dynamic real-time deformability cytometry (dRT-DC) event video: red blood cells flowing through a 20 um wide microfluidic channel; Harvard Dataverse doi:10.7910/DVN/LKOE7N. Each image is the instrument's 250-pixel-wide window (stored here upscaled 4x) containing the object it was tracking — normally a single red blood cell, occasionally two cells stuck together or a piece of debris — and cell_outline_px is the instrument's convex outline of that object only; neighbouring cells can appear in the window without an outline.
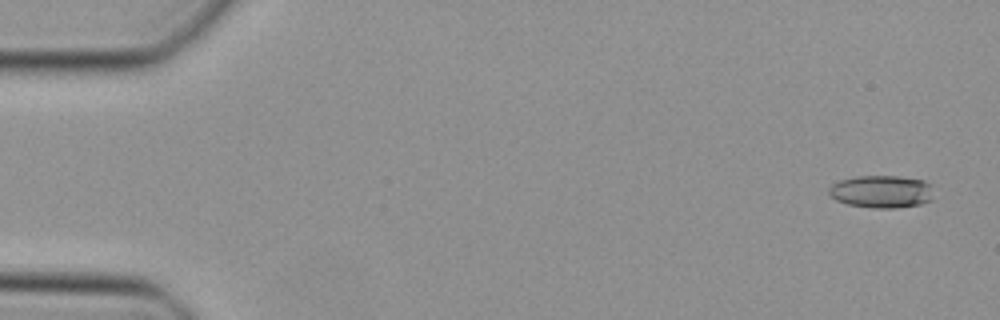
{"species": "Egyptian fruit bat (a non-hibernating species)", "species_latin": "Rousettus aegyptiacus", "temperature_condition": "cold", "stored_images_in_passage": 47, "camera_frame_rate_fps": 3000, "um_per_image_px": 0.085, "animal": {"sex": "female"}, "frame": {"image": 1, "passage_image": 2, "time_ms": 0.333, "image_size_px": [1000, 320], "cell_outline_px": [[932, 200], [920, 204], [896, 208], [872, 208], [848, 204], [836, 200], [828, 192], [828, 188], [832, 184], [840, 180], [856, 176], [896, 176], [924, 180], [928, 184], [932, 196]], "centroid_in_image_um": [74.9, 16.29], "position_along_channel_um": 10.1, "area_um2": 19.77}}
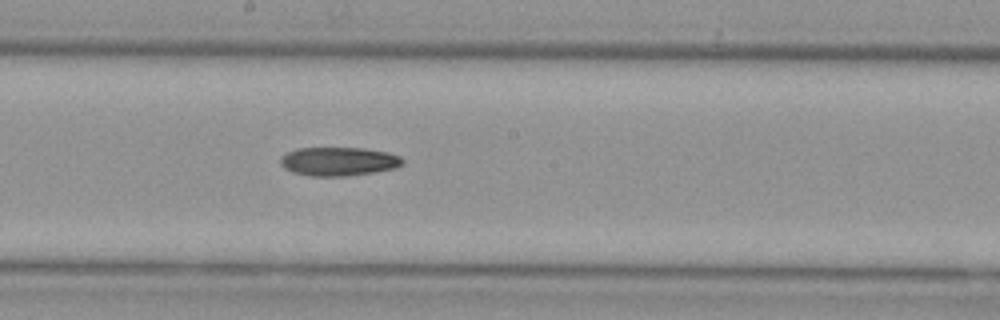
{"frame": {"image": 2, "passage_image": 26, "time_ms": 8.333, "image_size_px": [1000, 320], "cell_outline_px": [[404, 164], [396, 168], [348, 176], [308, 176], [292, 172], [284, 168], [280, 164], [280, 160], [288, 152], [296, 148], [364, 148], [388, 152], [400, 156], [404, 160]], "centroid_in_image_um": [28.8, 13.72], "position_along_channel_um": 219.4, "area_um2": 20.52}}
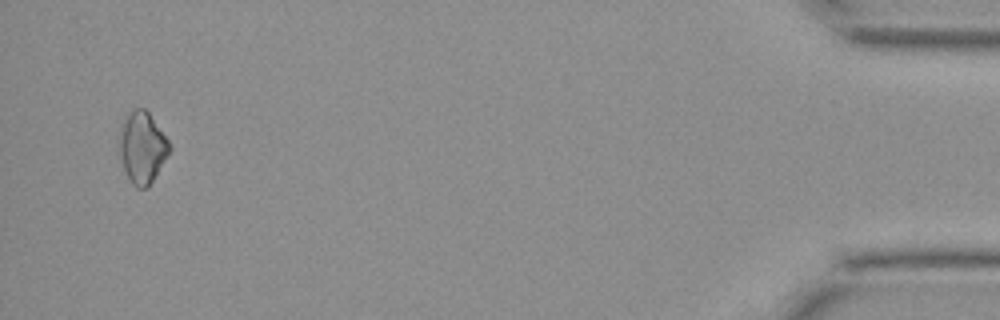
{"frame": {"image": 3, "passage_image": 46, "time_ms": 15.0, "image_size_px": [1000, 320], "cell_outline_px": [[172, 148], [152, 180], [144, 188], [136, 188], [132, 184], [124, 168], [120, 156], [120, 124], [136, 108], [144, 108], [148, 112], [168, 140]], "centroid_in_image_um": [12.09, 12.53], "position_along_channel_um": 423.1, "area_um2": 20.23}}